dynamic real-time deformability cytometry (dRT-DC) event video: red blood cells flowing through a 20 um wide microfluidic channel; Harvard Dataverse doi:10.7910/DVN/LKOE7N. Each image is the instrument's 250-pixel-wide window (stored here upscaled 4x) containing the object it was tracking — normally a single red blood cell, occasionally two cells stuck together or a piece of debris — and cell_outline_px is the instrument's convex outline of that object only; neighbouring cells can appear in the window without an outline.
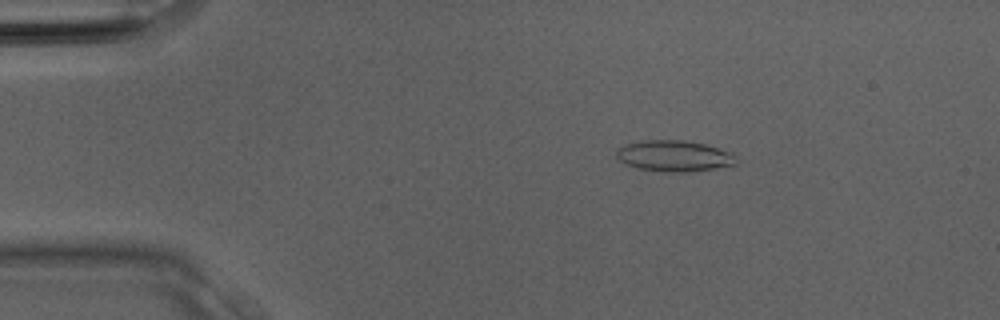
{"species": "Egyptian fruit bat (a non-hibernating species)", "species_latin": "Rousettus aegyptiacus", "temperature_condition": "room temperature", "stored_images_in_passage": 3, "camera_frame_rate_fps": 3000, "um_per_image_px": 0.085, "animal": {"sex": "male"}, "frame": {"image": 1, "passage_image": 1, "time_ms": 0.0, "image_size_px": [1000, 320], "cell_outline_px": [[736, 164], [716, 168], [692, 172], [668, 172], [636, 168], [624, 164], [616, 156], [616, 148], [624, 144], [640, 140], [684, 140], [704, 144], [736, 152]], "centroid_in_image_um": [57.3, 13.25], "position_along_channel_um": 27.7, "area_um2": 22.14}}